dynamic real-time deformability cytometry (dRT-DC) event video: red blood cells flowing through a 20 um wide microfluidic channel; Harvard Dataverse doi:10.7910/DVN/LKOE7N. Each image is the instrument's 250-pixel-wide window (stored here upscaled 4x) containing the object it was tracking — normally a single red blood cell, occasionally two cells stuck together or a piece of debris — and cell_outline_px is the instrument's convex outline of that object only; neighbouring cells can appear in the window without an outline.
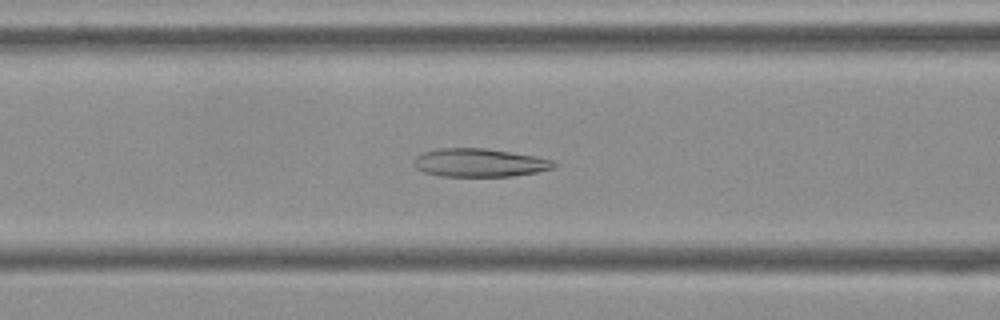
{"species": "Egyptian fruit bat (a non-hibernating species)", "species_latin": "Rousettus aegyptiacus", "temperature_condition": "cold", "stored_images_in_passage": 44, "camera_frame_rate_fps": 3000, "um_per_image_px": 0.085, "frame": {"image": 1, "passage_image": 14, "time_ms": 4.333, "image_size_px": [1000, 320], "cell_outline_px": [[560, 164], [552, 168], [536, 172], [512, 176], [440, 176], [424, 172], [416, 168], [412, 164], [412, 160], [416, 156], [424, 152], [436, 148], [488, 148], [536, 156], [552, 160]], "centroid_in_image_um": [40.74, 13.82], "position_along_channel_um": 125.9, "area_um2": 23.29}}
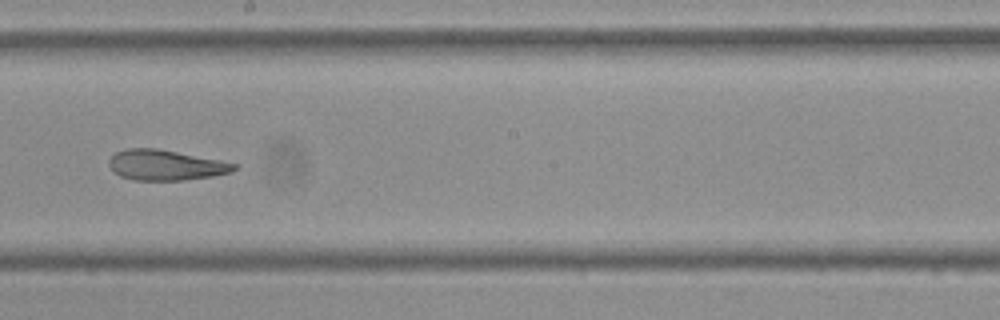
{"frame": {"image": 2, "passage_image": 23, "time_ms": 7.333, "image_size_px": [1000, 320], "cell_outline_px": [[240, 164], [232, 172], [212, 176], [184, 180], [132, 180], [120, 176], [108, 164], [108, 160], [116, 152], [124, 148], [156, 148], [220, 160]], "centroid_in_image_um": [14.09, 14.03], "position_along_channel_um": 234.1, "area_um2": 22.14}}
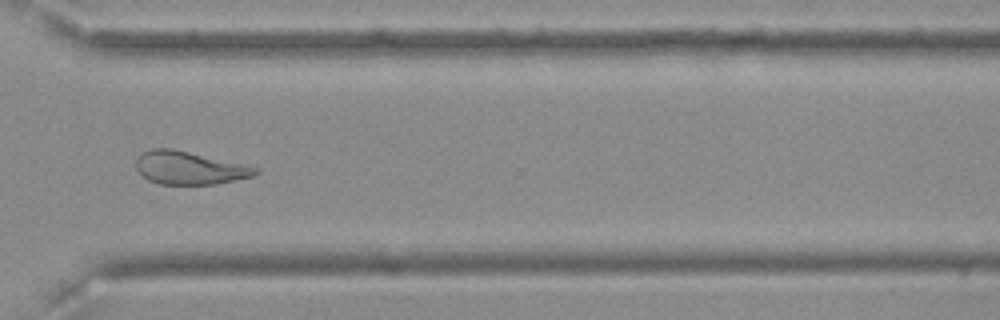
{"frame": {"image": 3, "passage_image": 33, "time_ms": 10.667, "image_size_px": [1000, 320], "cell_outline_px": [[260, 172], [252, 176], [236, 180], [216, 184], [160, 184], [148, 180], [136, 168], [136, 160], [144, 152], [152, 148], [172, 148], [260, 168]], "centroid_in_image_um": [16.11, 14.27], "position_along_channel_um": 354.5, "area_um2": 22.72}, "authors_computed_cell_mechanics": {"area_um2": 24.276, "velocity_mm_per_s": 3.603, "shape_relaxation_time_tau1_ms": null, "shape_relaxation_time_tau2_ms": 2.8011, "deformation_change_tau1": null, "deformation_change_tau2": 0.1079}}